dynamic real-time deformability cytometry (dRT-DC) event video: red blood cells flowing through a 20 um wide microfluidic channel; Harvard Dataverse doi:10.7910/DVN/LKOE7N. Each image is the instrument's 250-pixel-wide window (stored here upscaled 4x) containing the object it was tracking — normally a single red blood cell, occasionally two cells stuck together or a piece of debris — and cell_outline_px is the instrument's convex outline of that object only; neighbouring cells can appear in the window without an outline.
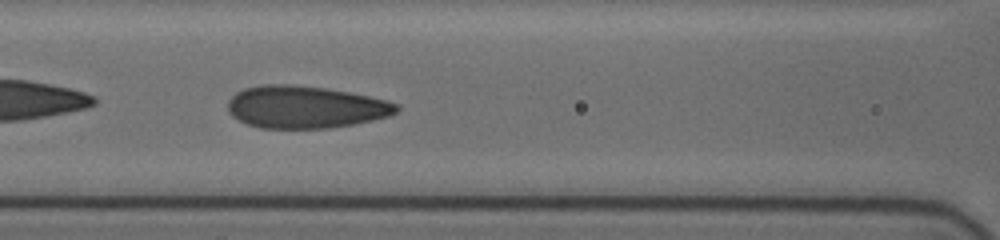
{"species": "human", "species_latin": "Homo sapiens", "temperature_condition": "cold", "stored_images_in_passage": 21, "camera_frame_rate_fps": 3000, "um_per_image_px": 0.085, "donor": {"sex": "female"}, "frame": {"image": 1, "passage_image": 7, "time_ms": 4.0, "image_size_px": [1000, 240], "cell_outline_px": [[400, 108], [396, 112], [388, 116], [372, 120], [352, 124], [328, 128], [260, 128], [248, 124], [232, 116], [228, 112], [228, 100], [236, 92], [244, 88], [264, 84], [292, 84], [324, 88], [348, 92], [368, 96], [384, 100], [396, 104]], "centroid_in_image_um": [25.9, 9.09], "position_along_channel_um": 140.7, "area_um2": 41.38}}
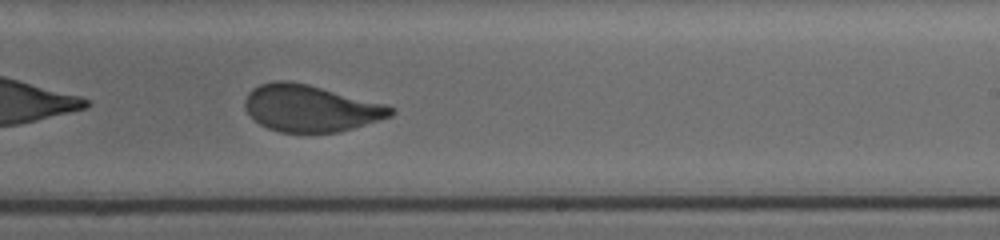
{"frame": {"image": 2, "passage_image": 12, "time_ms": 7.333, "image_size_px": [1000, 240], "cell_outline_px": [[396, 112], [392, 116], [340, 132], [280, 132], [268, 128], [260, 124], [244, 108], [244, 100], [248, 92], [252, 88], [260, 84], [276, 80], [288, 80], [308, 84], [388, 104], [396, 108]], "centroid_in_image_um": [26.43, 9.19], "position_along_channel_um": 262.6, "area_um2": 40.0}, "authors_computed_cell_mechanics": {"area_um2": 41.0958, "velocity_mm_per_s": 3.67, "shape_relaxation_time_tau1_ms": 5.7788, "shape_relaxation_time_tau2_ms": null, "deformation_change_tau1": 0.1781, "deformation_change_tau2": null}}